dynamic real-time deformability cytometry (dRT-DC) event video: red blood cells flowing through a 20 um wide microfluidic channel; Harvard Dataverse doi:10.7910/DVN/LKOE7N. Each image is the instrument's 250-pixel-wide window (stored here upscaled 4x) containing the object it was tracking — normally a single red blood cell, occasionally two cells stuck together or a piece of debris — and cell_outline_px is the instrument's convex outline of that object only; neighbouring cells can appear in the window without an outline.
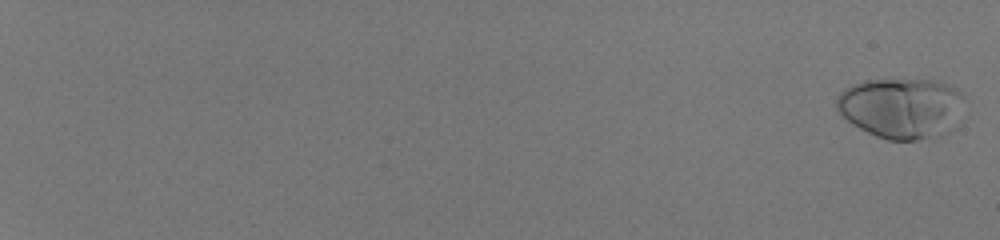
{"species": "human", "species_latin": "Homo sapiens", "temperature_condition": "room temperature", "stored_images_in_passage": 57, "camera_frame_rate_fps": 3000, "um_per_image_px": 0.085, "donor": {"sex": "male"}, "frame": {"image": 1, "passage_image": 2, "time_ms": 0.333, "image_size_px": [1000, 240], "cell_outline_px": [[964, 96], [956, 128], [940, 136], [916, 140], [888, 140], [876, 136], [852, 124], [836, 108], [836, 96], [844, 88], [852, 84], [864, 80], [936, 80], [952, 84]], "centroid_in_image_um": [76.65, 9.17], "position_along_channel_um": 8.4, "area_um2": 45.6}}
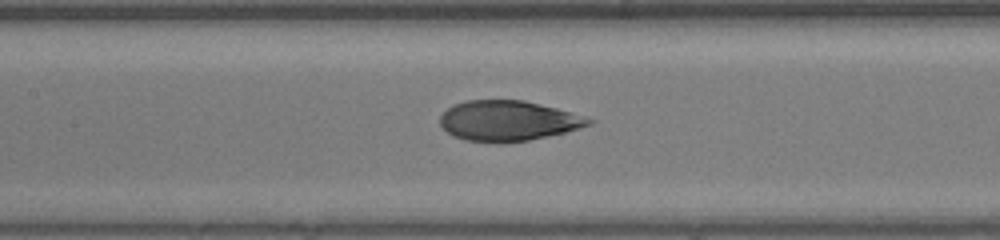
{"frame": {"image": 2, "passage_image": 34, "time_ms": 11.0, "image_size_px": [1000, 240], "cell_outline_px": [[596, 120], [592, 124], [580, 128], [564, 132], [528, 140], [504, 144], [464, 140], [452, 136], [440, 124], [440, 116], [452, 104], [464, 100], [524, 100], [556, 108]], "centroid_in_image_um": [43.15, 10.27], "position_along_channel_um": 164.2, "area_um2": 35.03}}
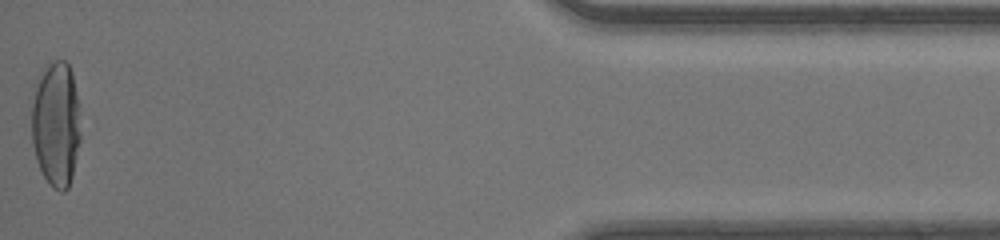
{"frame": {"image": 3, "passage_image": 57, "time_ms": 18.667, "image_size_px": [1000, 240], "cell_outline_px": [[80, 140], [72, 176], [68, 188], [64, 192], [60, 192], [52, 188], [44, 176], [36, 160], [32, 144], [32, 104], [36, 88], [44, 68], [52, 60], [64, 60], [68, 64], [72, 72], [76, 92], [80, 132]], "centroid_in_image_um": [4.76, 10.59], "position_along_channel_um": 430.4, "area_um2": 35.49}, "authors_computed_cell_mechanics": {"area_um2": 36.414, "velocity_mm_per_s": 4.1778, "shape_relaxation_time_tau1_ms": 5.8515, "shape_relaxation_time_tau2_ms": null, "deformation_change_tau1": 0.2507, "deformation_change_tau2": null}}